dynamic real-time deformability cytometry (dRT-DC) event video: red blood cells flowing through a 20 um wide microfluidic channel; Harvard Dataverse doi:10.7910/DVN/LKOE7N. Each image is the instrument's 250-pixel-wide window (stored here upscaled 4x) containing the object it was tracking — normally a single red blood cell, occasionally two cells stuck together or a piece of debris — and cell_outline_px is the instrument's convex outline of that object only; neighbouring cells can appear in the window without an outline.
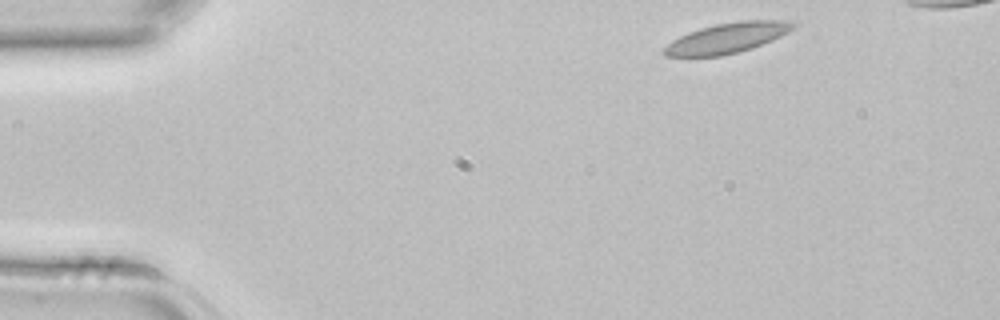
{"species": "common noctule bat (a hibernating species)", "species_latin": "Nyctalus noctula", "temperature_condition": "room temperature", "stored_images_in_passage": 4, "camera_frame_rate_fps": 3000, "um_per_image_px": 0.085, "animal": {"sex": "female", "body_mass_g": 22.7, "forearm_length_mm": 54.2}, "frame": {"image": 1, "passage_image": 1, "time_ms": 0.0, "image_size_px": [1000, 320], "cell_outline_px": [[796, 24], [788, 32], [772, 40], [752, 48], [720, 56], [688, 60], [664, 56], [660, 52], [672, 40], [688, 32], [700, 28], [716, 24], [740, 20], [792, 20]], "centroid_in_image_um": [61.69, 3.28], "position_along_channel_um": 23.3, "area_um2": 23.47}}
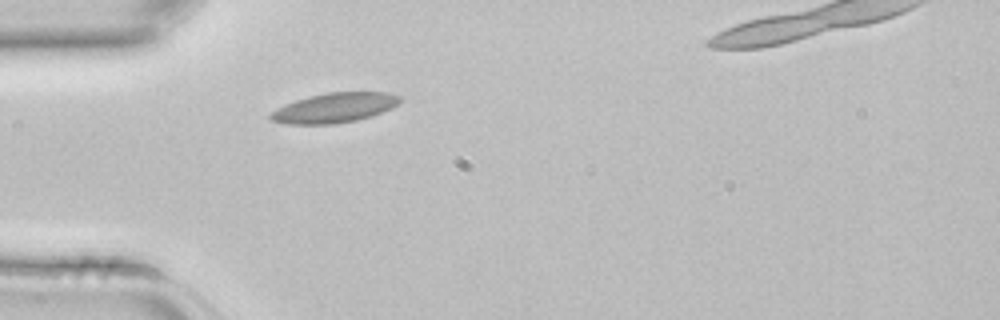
{"frame": {"image": 2, "passage_image": 3, "time_ms": 0.667, "image_size_px": [1000, 320], "cell_outline_px": [[404, 100], [392, 108], [372, 116], [356, 120], [332, 124], [284, 124], [272, 120], [268, 116], [276, 108], [284, 104], [308, 96], [328, 92], [388, 92], [400, 96]], "centroid_in_image_um": [28.45, 9.15], "position_along_channel_um": 56.6, "area_um2": 22.6}}